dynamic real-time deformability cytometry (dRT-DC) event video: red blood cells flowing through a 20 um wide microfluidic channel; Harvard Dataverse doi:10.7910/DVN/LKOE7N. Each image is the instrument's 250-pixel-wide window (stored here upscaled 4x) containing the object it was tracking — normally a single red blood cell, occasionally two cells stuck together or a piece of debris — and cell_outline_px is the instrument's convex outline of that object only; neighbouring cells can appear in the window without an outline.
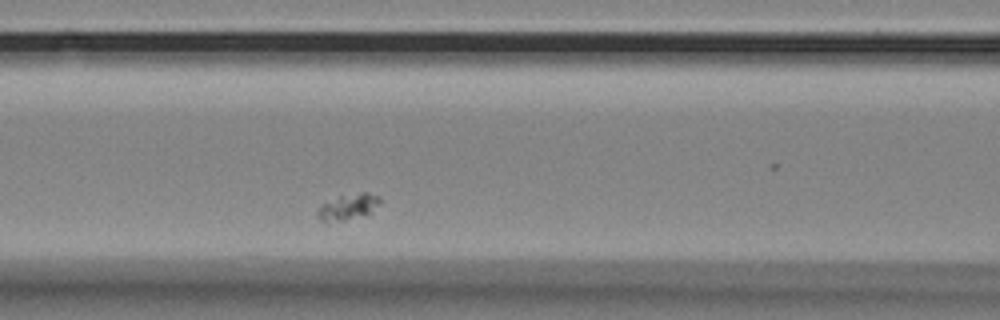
{"species": "Egyptian fruit bat (a non-hibernating species)", "species_latin": "Rousettus aegyptiacus", "temperature_condition": "room temperature", "stored_images_in_passage": 36, "camera_frame_rate_fps": 3000, "um_per_image_px": 0.085, "animal": {"sex": "female"}, "frame": {"image": 1, "passage_image": 11, "time_ms": 3.333, "image_size_px": [1000, 320], "cell_outline_px": [[380, 204], [368, 216], [328, 224], [324, 224], [320, 220], [316, 212], [320, 204], [340, 196], [360, 192], [368, 192], [380, 196]], "centroid_in_image_um": [29.58, 17.63], "position_along_channel_um": 137.0, "area_um2": 10.06}}
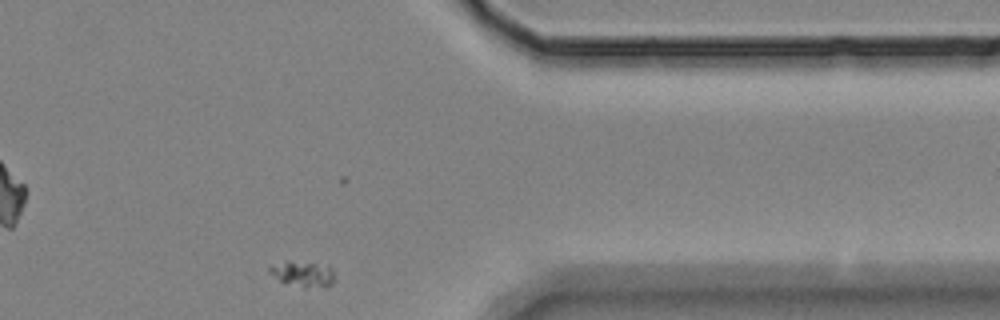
{"frame": {"image": 2, "passage_image": 36, "time_ms": 11.667, "image_size_px": [1000, 320], "cell_outline_px": [[332, 284], [324, 288], [304, 288], [280, 280], [268, 272], [268, 264], [288, 260], [328, 264], [332, 268]], "centroid_in_image_um": [25.72, 23.25], "position_along_channel_um": 385.7, "area_um2": 10.06}}